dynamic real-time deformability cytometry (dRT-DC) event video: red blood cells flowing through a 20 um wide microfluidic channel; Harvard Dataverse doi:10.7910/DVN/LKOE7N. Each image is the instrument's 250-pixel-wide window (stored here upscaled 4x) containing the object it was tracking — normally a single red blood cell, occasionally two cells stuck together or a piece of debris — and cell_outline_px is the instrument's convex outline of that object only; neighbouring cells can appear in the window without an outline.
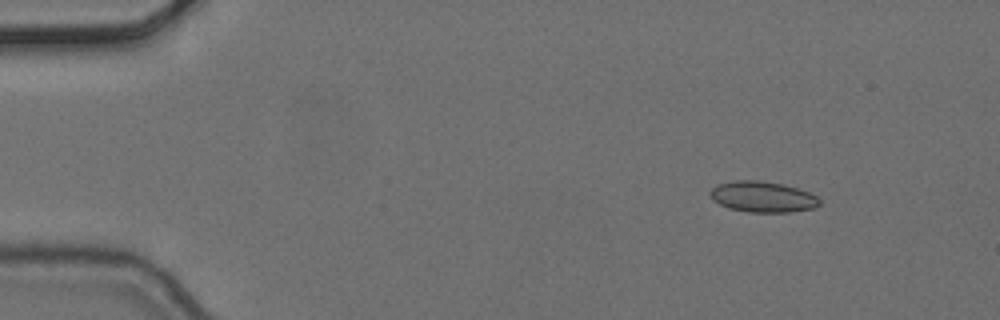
{"species": "common noctule bat (a hibernating species)", "species_latin": "Nyctalus noctula", "temperature_condition": "cold", "stored_images_in_passage": 5, "camera_frame_rate_fps": 3000, "um_per_image_px": 0.085, "animal": {"sex": "female", "body_mass_g": 24.6, "forearm_length_mm": 56.2}, "frame": {"image": 1, "passage_image": 1, "time_ms": 0.0, "image_size_px": [1000, 320], "cell_outline_px": [[820, 204], [816, 208], [792, 212], [748, 212], [728, 208], [712, 200], [708, 192], [716, 184], [736, 180], [760, 180], [784, 184], [808, 192], [816, 196], [820, 200]], "centroid_in_image_um": [64.81, 16.73], "position_along_channel_um": 20.2, "area_um2": 19.88}}
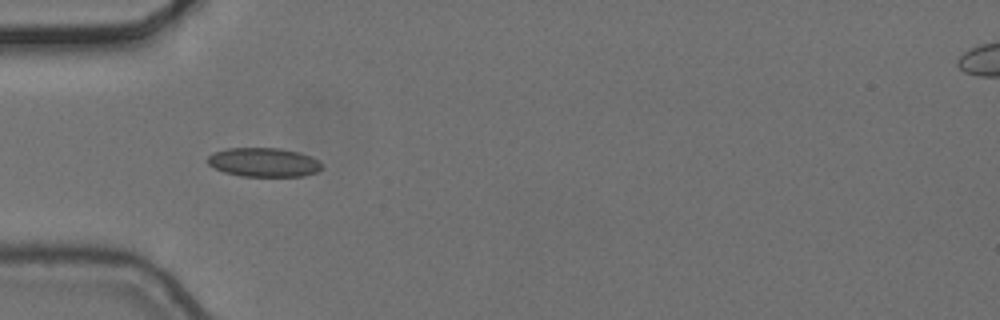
{"frame": {"image": 2, "passage_image": 4, "time_ms": 1.0, "image_size_px": [1000, 320], "cell_outline_px": [[324, 168], [316, 172], [304, 176], [240, 176], [224, 172], [208, 164], [208, 156], [212, 152], [228, 148], [280, 148], [300, 152], [312, 156], [320, 160]], "centroid_in_image_um": [22.46, 13.79], "position_along_channel_um": 62.5, "area_um2": 19.54}}
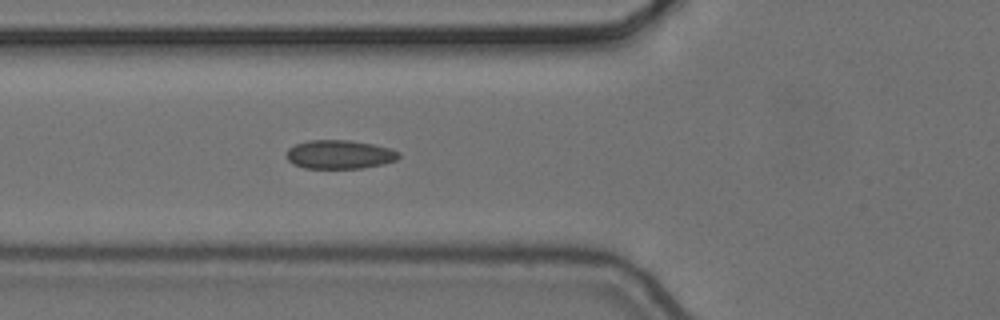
{"frame": {"image": 3, "passage_image": 5, "time_ms": 1.333, "image_size_px": [1000, 320], "cell_outline_px": [[400, 156], [396, 160], [384, 164], [360, 168], [304, 168], [292, 164], [284, 156], [288, 148], [296, 144], [308, 140], [352, 140], [392, 148], [400, 152]], "centroid_in_image_um": [28.85, 13.12], "position_along_channel_um": 97.0, "area_um2": 19.07}}